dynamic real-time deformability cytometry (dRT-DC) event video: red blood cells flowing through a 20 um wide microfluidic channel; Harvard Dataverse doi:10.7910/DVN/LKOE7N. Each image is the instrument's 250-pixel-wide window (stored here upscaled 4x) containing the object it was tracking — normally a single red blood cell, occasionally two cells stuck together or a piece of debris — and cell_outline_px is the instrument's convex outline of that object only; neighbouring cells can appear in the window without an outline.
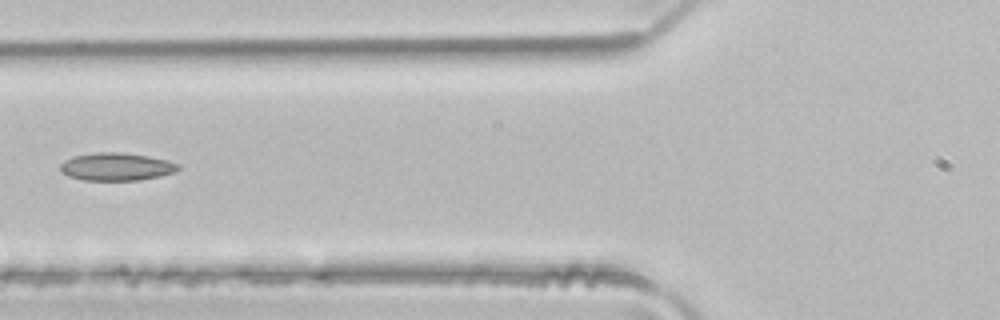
{"species": "common noctule bat (a hibernating species)", "species_latin": "Nyctalus noctula", "temperature_condition": "room temperature", "stored_images_in_passage": 5, "camera_frame_rate_fps": 3000, "um_per_image_px": 0.085, "animal": {"sex": "male", "body_mass_g": 21.5, "forearm_length_mm": 52.0}, "frame": {"image": 1, "passage_image": 5, "time_ms": 1.333, "image_size_px": [1000, 320], "cell_outline_px": [[180, 168], [176, 172], [160, 176], [140, 180], [84, 180], [68, 176], [60, 172], [60, 164], [64, 160], [72, 156], [96, 152], [120, 152], [148, 156], [168, 160], [180, 164]], "centroid_in_image_um": [9.89, 14.17], "position_along_channel_um": 115.9, "area_um2": 19.31}}